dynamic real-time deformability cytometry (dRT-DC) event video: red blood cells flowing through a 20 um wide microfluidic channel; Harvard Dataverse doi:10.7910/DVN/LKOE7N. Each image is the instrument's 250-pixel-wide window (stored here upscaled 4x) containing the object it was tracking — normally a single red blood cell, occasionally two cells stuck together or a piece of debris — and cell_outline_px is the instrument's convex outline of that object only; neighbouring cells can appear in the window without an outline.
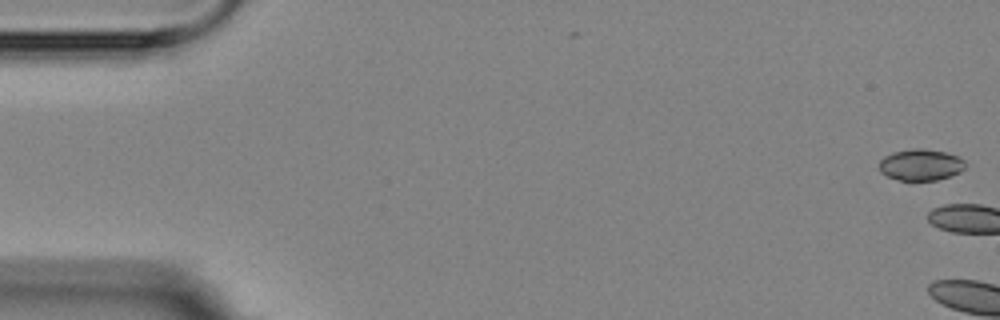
{"species": "Egyptian fruit bat (a non-hibernating species)", "species_latin": "Rousettus aegyptiacus", "temperature_condition": "room temperature", "stored_images_in_passage": 7, "camera_frame_rate_fps": 3000, "um_per_image_px": 0.085, "animal": {"sex": "female"}, "frame": {"image": 1, "passage_image": 1, "time_ms": 0.0, "image_size_px": [1000, 320], "cell_outline_px": [[964, 168], [960, 172], [936, 180], [900, 180], [888, 176], [880, 172], [880, 160], [884, 156], [892, 152], [912, 148], [920, 148], [944, 152], [956, 156], [964, 160]], "centroid_in_image_um": [78.23, 14.0], "position_along_channel_um": 6.8, "area_um2": 15.55}}